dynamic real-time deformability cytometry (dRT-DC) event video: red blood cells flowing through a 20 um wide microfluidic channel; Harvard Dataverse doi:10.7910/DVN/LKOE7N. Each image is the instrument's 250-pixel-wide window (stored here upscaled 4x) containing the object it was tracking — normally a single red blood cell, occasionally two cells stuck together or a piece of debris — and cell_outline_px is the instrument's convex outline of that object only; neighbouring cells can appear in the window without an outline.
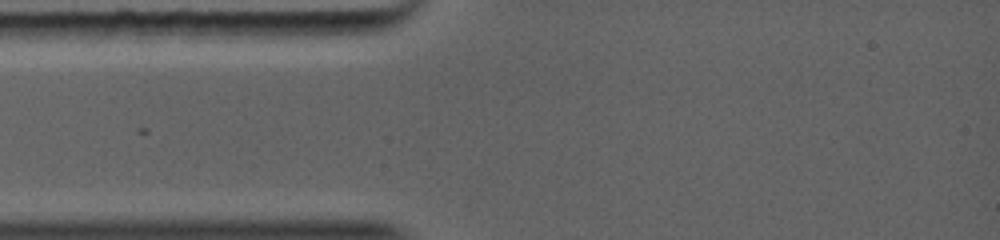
{"species": "common noctule bat (a hibernating species)", "species_latin": "Nyctalus noctula", "temperature_condition": "warm", "stored_images_in_passage": 16, "camera_frame_rate_fps": 5000, "um_per_image_px": 0.085, "animal": {"sex": "female", "body_mass_g": 19.0, "forearm_length_mm": 56.7}, "frame": {"image": 1, "passage_image": 1, "time_ms": 0.0, "image_size_px": [1000, 240], "cell_outline_px": [[368, 64], [364, 68], [308, 84], [236, 72], [236, 68], [248, 64], [340, 60], [360, 60]], "centroid_in_image_um": [25.75, 5.95], "position_along_channel_um": 59.3, "area_um2": 14.05}}